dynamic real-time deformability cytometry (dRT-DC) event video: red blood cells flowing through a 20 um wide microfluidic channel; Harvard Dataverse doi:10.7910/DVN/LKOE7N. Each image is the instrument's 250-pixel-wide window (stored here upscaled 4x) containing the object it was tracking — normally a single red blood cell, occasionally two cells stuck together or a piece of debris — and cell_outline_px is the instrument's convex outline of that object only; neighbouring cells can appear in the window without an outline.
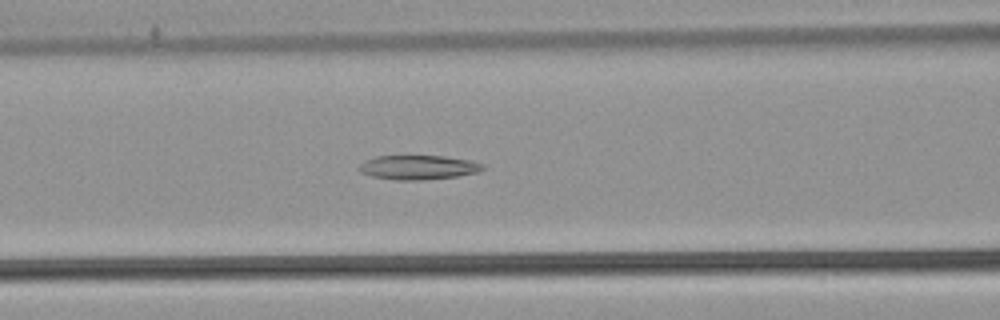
{"species": "common noctule bat (a hibernating species)", "species_latin": "Nyctalus noctula", "temperature_condition": "warm", "stored_images_in_passage": 46, "camera_frame_rate_fps": 3000, "um_per_image_px": 0.085, "animal": {"sex": "male", "body_mass_g": 21.5, "forearm_length_mm": 52.0}, "frame": {"image": 1, "passage_image": 15, "time_ms": 4.667, "image_size_px": [1000, 320], "cell_outline_px": [[484, 168], [476, 172], [456, 176], [420, 180], [396, 180], [372, 176], [360, 172], [356, 168], [360, 164], [376, 156], [444, 156], [472, 160], [484, 164]], "centroid_in_image_um": [35.54, 14.22], "position_along_channel_um": 131.1, "area_um2": 17.4}}
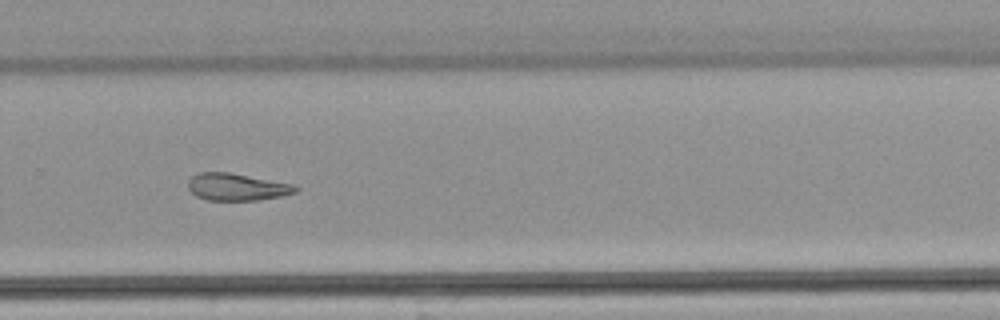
{"frame": {"image": 2, "passage_image": 29, "time_ms": 9.333, "image_size_px": [1000, 320], "cell_outline_px": [[300, 188], [296, 192], [280, 196], [256, 200], [208, 200], [196, 196], [188, 188], [188, 180], [192, 176], [200, 172], [228, 172], [296, 184]], "centroid_in_image_um": [20.15, 15.88], "position_along_channel_um": 309.6, "area_um2": 17.05}}
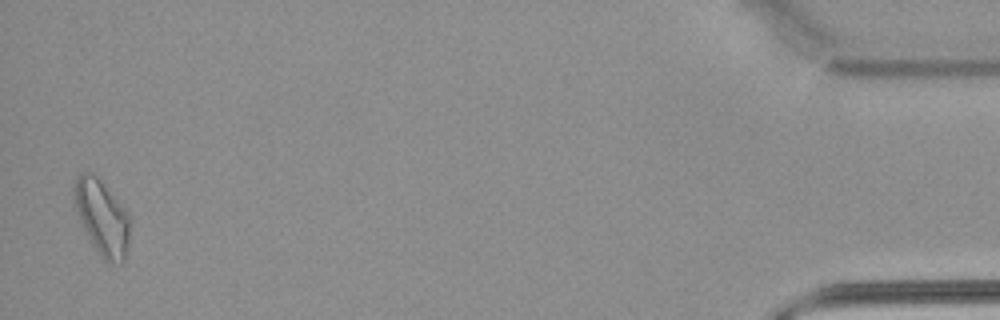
{"frame": {"image": 3, "passage_image": 45, "time_ms": 14.667, "image_size_px": [1000, 320], "cell_outline_px": [[128, 244], [124, 260], [120, 264], [108, 264], [100, 256], [84, 228], [80, 220], [72, 196], [72, 192], [76, 176], [80, 172], [92, 172], [100, 180], [116, 200], [128, 216]], "centroid_in_image_um": [8.62, 18.49], "position_along_channel_um": 426.6, "area_um2": 23.81}, "authors_computed_cell_mechanics": {"area_um2": 18.6405, "velocity_mm_per_s": 3.8344, "shape_relaxation_time_tau1_ms": null, "shape_relaxation_time_tau2_ms": 7.7379, "deformation_change_tau1": null, "deformation_change_tau2": 0.1704}}